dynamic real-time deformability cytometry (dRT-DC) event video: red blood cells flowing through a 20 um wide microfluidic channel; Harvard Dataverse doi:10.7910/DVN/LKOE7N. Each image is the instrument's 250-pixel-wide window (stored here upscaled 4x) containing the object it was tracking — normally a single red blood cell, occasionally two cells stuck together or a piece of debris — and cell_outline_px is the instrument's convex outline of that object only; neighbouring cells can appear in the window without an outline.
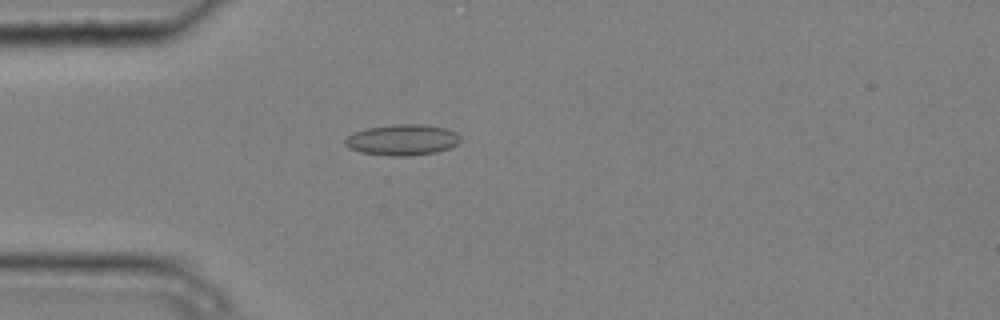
{"species": "common noctule bat (a hibernating species)", "species_latin": "Nyctalus noctula", "temperature_condition": "cold", "stored_images_in_passage": 5, "camera_frame_rate_fps": 3000, "um_per_image_px": 0.085, "animal": {"sex": "male", "body_mass_g": 20.4}, "frame": {"image": 1, "passage_image": 5, "time_ms": 1.333, "image_size_px": [1000, 320], "cell_outline_px": [[460, 140], [456, 144], [448, 148], [436, 152], [404, 156], [392, 156], [360, 152], [348, 148], [344, 144], [344, 140], [348, 136], [356, 132], [368, 128], [392, 124], [420, 124], [448, 128], [456, 132], [460, 136]], "centroid_in_image_um": [34.19, 11.88], "position_along_channel_um": 50.8, "area_um2": 20.69}}